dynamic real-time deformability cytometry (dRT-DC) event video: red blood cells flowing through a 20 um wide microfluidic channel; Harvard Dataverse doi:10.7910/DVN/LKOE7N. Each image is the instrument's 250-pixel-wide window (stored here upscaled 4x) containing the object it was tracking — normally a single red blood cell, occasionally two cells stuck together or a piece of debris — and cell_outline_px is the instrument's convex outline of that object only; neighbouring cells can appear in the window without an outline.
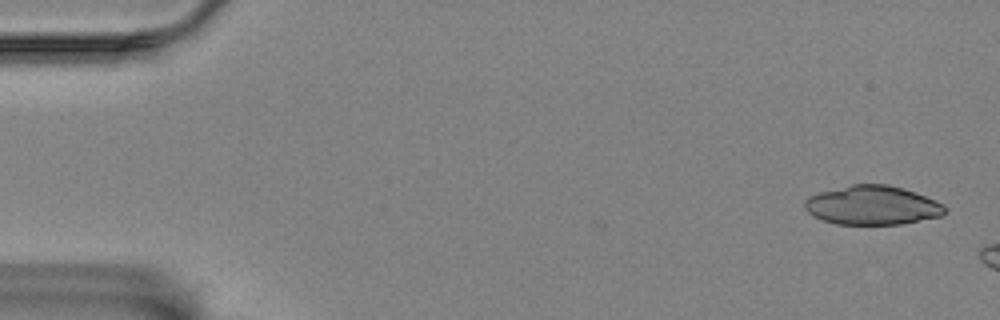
{"species": "Egyptian fruit bat (a non-hibernating species)", "species_latin": "Rousettus aegyptiacus", "temperature_condition": "room temperature", "stored_images_in_passage": 7, "camera_frame_rate_fps": 3000, "um_per_image_px": 0.085, "animal": {"sex": "female"}, "frame": {"image": 1, "passage_image": 1, "time_ms": 0.0, "image_size_px": [1000, 320], "cell_outline_px": [[944, 212], [940, 216], [900, 224], [836, 224], [812, 216], [804, 208], [804, 200], [808, 196], [820, 192], [852, 184], [888, 184], [904, 188], [944, 204]], "centroid_in_image_um": [74.1, 17.44], "position_along_channel_um": 10.9, "area_um2": 31.73}}